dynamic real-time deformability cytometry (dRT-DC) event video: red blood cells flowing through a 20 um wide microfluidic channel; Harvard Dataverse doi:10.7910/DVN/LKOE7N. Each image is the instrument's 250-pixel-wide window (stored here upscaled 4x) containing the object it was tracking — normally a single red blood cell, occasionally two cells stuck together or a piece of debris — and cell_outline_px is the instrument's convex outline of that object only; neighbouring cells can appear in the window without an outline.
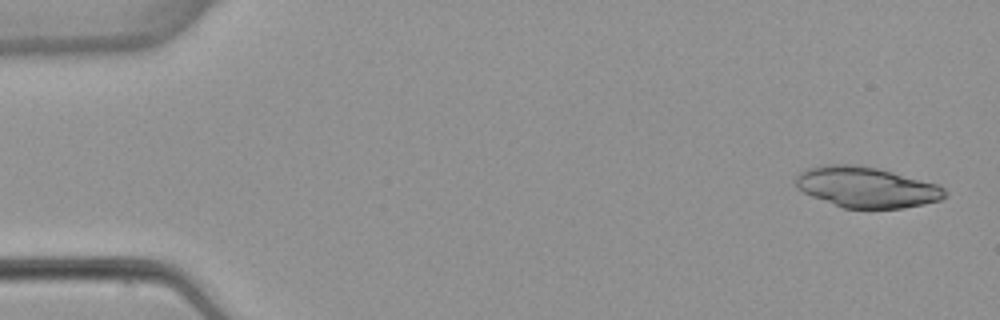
{"species": "common noctule bat (a hibernating species)", "species_latin": "Nyctalus noctula", "temperature_condition": "warm", "stored_images_in_passage": 3, "camera_frame_rate_fps": 3000, "um_per_image_px": 0.085, "animal": {"sex": "female", "body_mass_g": 22.7, "forearm_length_mm": 54.2}, "frame": {"image": 1, "passage_image": 1, "time_ms": 0.0, "image_size_px": [1000, 320], "cell_outline_px": [[948, 196], [940, 200], [924, 204], [904, 208], [844, 208], [812, 196], [804, 192], [796, 184], [796, 176], [804, 168], [824, 164], [852, 164], [876, 168], [892, 172], [936, 184], [944, 188], [948, 192]], "centroid_in_image_um": [73.65, 15.91], "position_along_channel_um": 11.3, "area_um2": 35.14}}